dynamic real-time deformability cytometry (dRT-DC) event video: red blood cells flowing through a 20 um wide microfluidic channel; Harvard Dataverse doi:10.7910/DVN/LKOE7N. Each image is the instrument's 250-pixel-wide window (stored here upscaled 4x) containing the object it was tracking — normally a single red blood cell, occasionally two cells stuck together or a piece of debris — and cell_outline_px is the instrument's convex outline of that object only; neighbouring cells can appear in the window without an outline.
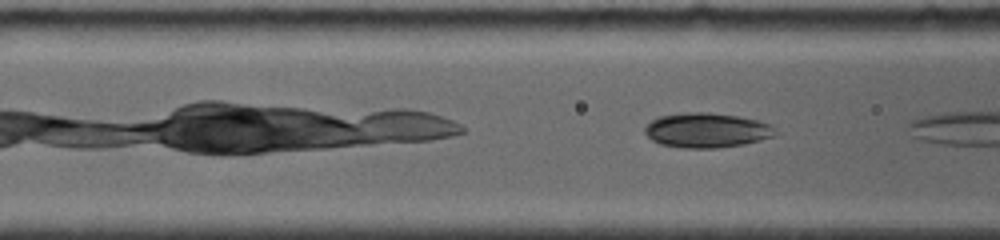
{"species": "common noctule bat (a hibernating species)", "species_latin": "Nyctalus noctula", "temperature_condition": "room temperature", "stored_images_in_passage": 5, "camera_frame_rate_fps": 4000, "um_per_image_px": 0.085, "animal": {"sex": "female", "body_mass_g": 19.0, "forearm_length_mm": 56.7}, "frame": {"image": 1, "passage_image": 4, "time_ms": 0.75, "image_size_px": [1000, 240], "cell_outline_px": [[780, 132], [772, 136], [760, 140], [744, 144], [716, 148], [684, 148], [660, 144], [652, 140], [644, 132], [644, 128], [652, 120], [660, 116], [688, 112], [708, 112], [740, 116], [756, 120], [768, 124]], "centroid_in_image_um": [60.07, 11.07], "position_along_channel_um": 106.5, "area_um2": 26.36}}